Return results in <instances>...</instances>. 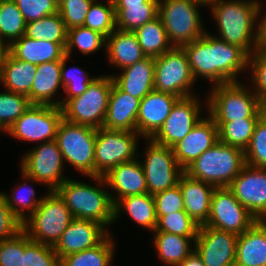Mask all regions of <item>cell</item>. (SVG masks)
<instances>
[{"label": "cell", "instance_id": "cell-57", "mask_svg": "<svg viewBox=\"0 0 266 266\" xmlns=\"http://www.w3.org/2000/svg\"><path fill=\"white\" fill-rule=\"evenodd\" d=\"M194 1L200 2L201 4L207 7L213 2V0H194Z\"/></svg>", "mask_w": 266, "mask_h": 266}, {"label": "cell", "instance_id": "cell-13", "mask_svg": "<svg viewBox=\"0 0 266 266\" xmlns=\"http://www.w3.org/2000/svg\"><path fill=\"white\" fill-rule=\"evenodd\" d=\"M28 150L19 161V169L45 185L47 191L56 190L69 178L64 175L65 162L56 140L43 142Z\"/></svg>", "mask_w": 266, "mask_h": 266}, {"label": "cell", "instance_id": "cell-16", "mask_svg": "<svg viewBox=\"0 0 266 266\" xmlns=\"http://www.w3.org/2000/svg\"><path fill=\"white\" fill-rule=\"evenodd\" d=\"M257 221L228 187L215 188L205 226L240 235Z\"/></svg>", "mask_w": 266, "mask_h": 266}, {"label": "cell", "instance_id": "cell-50", "mask_svg": "<svg viewBox=\"0 0 266 266\" xmlns=\"http://www.w3.org/2000/svg\"><path fill=\"white\" fill-rule=\"evenodd\" d=\"M156 216H166L184 210L183 196L179 185L153 195Z\"/></svg>", "mask_w": 266, "mask_h": 266}, {"label": "cell", "instance_id": "cell-2", "mask_svg": "<svg viewBox=\"0 0 266 266\" xmlns=\"http://www.w3.org/2000/svg\"><path fill=\"white\" fill-rule=\"evenodd\" d=\"M259 0H213L207 7L220 40L241 47L249 56L257 50Z\"/></svg>", "mask_w": 266, "mask_h": 266}, {"label": "cell", "instance_id": "cell-8", "mask_svg": "<svg viewBox=\"0 0 266 266\" xmlns=\"http://www.w3.org/2000/svg\"><path fill=\"white\" fill-rule=\"evenodd\" d=\"M112 85L111 75H99L83 94L70 98L61 107L63 118L96 129L103 127Z\"/></svg>", "mask_w": 266, "mask_h": 266}, {"label": "cell", "instance_id": "cell-29", "mask_svg": "<svg viewBox=\"0 0 266 266\" xmlns=\"http://www.w3.org/2000/svg\"><path fill=\"white\" fill-rule=\"evenodd\" d=\"M116 28L135 31L159 16V0H113Z\"/></svg>", "mask_w": 266, "mask_h": 266}, {"label": "cell", "instance_id": "cell-27", "mask_svg": "<svg viewBox=\"0 0 266 266\" xmlns=\"http://www.w3.org/2000/svg\"><path fill=\"white\" fill-rule=\"evenodd\" d=\"M105 52L108 64L119 70L146 57L134 31L117 28L106 38Z\"/></svg>", "mask_w": 266, "mask_h": 266}, {"label": "cell", "instance_id": "cell-14", "mask_svg": "<svg viewBox=\"0 0 266 266\" xmlns=\"http://www.w3.org/2000/svg\"><path fill=\"white\" fill-rule=\"evenodd\" d=\"M63 120L61 107L32 104L8 129L13 139L41 144L56 139L58 127Z\"/></svg>", "mask_w": 266, "mask_h": 266}, {"label": "cell", "instance_id": "cell-38", "mask_svg": "<svg viewBox=\"0 0 266 266\" xmlns=\"http://www.w3.org/2000/svg\"><path fill=\"white\" fill-rule=\"evenodd\" d=\"M25 36L35 40L66 43L67 28L61 15L57 12L42 19L26 23Z\"/></svg>", "mask_w": 266, "mask_h": 266}, {"label": "cell", "instance_id": "cell-12", "mask_svg": "<svg viewBox=\"0 0 266 266\" xmlns=\"http://www.w3.org/2000/svg\"><path fill=\"white\" fill-rule=\"evenodd\" d=\"M144 140L147 149L143 153L138 152V158L145 173L148 193L154 195L178 185L185 171L176 161L173 149L155 143L150 138Z\"/></svg>", "mask_w": 266, "mask_h": 266}, {"label": "cell", "instance_id": "cell-3", "mask_svg": "<svg viewBox=\"0 0 266 266\" xmlns=\"http://www.w3.org/2000/svg\"><path fill=\"white\" fill-rule=\"evenodd\" d=\"M88 178L93 180L92 185L68 178L55 191L66 203L74 219L97 222L110 233L109 226L114 225V204L110 190L104 177Z\"/></svg>", "mask_w": 266, "mask_h": 266}, {"label": "cell", "instance_id": "cell-25", "mask_svg": "<svg viewBox=\"0 0 266 266\" xmlns=\"http://www.w3.org/2000/svg\"><path fill=\"white\" fill-rule=\"evenodd\" d=\"M178 185L183 196L185 212L197 225H205L209 218L211 198L216 187L191 178L185 172L180 176Z\"/></svg>", "mask_w": 266, "mask_h": 266}, {"label": "cell", "instance_id": "cell-56", "mask_svg": "<svg viewBox=\"0 0 266 266\" xmlns=\"http://www.w3.org/2000/svg\"><path fill=\"white\" fill-rule=\"evenodd\" d=\"M260 117L266 120V94L259 98Z\"/></svg>", "mask_w": 266, "mask_h": 266}, {"label": "cell", "instance_id": "cell-26", "mask_svg": "<svg viewBox=\"0 0 266 266\" xmlns=\"http://www.w3.org/2000/svg\"><path fill=\"white\" fill-rule=\"evenodd\" d=\"M140 102V99L123 92L113 83L103 127L136 132Z\"/></svg>", "mask_w": 266, "mask_h": 266}, {"label": "cell", "instance_id": "cell-1", "mask_svg": "<svg viewBox=\"0 0 266 266\" xmlns=\"http://www.w3.org/2000/svg\"><path fill=\"white\" fill-rule=\"evenodd\" d=\"M182 48L195 81L205 79L211 87L241 82L240 74L248 71L249 55L241 47L220 40L209 31Z\"/></svg>", "mask_w": 266, "mask_h": 266}, {"label": "cell", "instance_id": "cell-53", "mask_svg": "<svg viewBox=\"0 0 266 266\" xmlns=\"http://www.w3.org/2000/svg\"><path fill=\"white\" fill-rule=\"evenodd\" d=\"M263 8V2L260 1L257 13V49L259 50H266V7L264 15L262 14Z\"/></svg>", "mask_w": 266, "mask_h": 266}, {"label": "cell", "instance_id": "cell-23", "mask_svg": "<svg viewBox=\"0 0 266 266\" xmlns=\"http://www.w3.org/2000/svg\"><path fill=\"white\" fill-rule=\"evenodd\" d=\"M111 75L113 83L123 92L142 100L154 90L155 58L146 56L122 70L120 74Z\"/></svg>", "mask_w": 266, "mask_h": 266}, {"label": "cell", "instance_id": "cell-31", "mask_svg": "<svg viewBox=\"0 0 266 266\" xmlns=\"http://www.w3.org/2000/svg\"><path fill=\"white\" fill-rule=\"evenodd\" d=\"M123 213L129 215L132 221L150 233L156 228L155 200L149 193L119 199L114 204V223L121 218Z\"/></svg>", "mask_w": 266, "mask_h": 266}, {"label": "cell", "instance_id": "cell-15", "mask_svg": "<svg viewBox=\"0 0 266 266\" xmlns=\"http://www.w3.org/2000/svg\"><path fill=\"white\" fill-rule=\"evenodd\" d=\"M198 96L199 94L179 99L168 118L150 139L170 148L181 141L203 118L202 113L207 111L206 95H204L205 102L201 101V97Z\"/></svg>", "mask_w": 266, "mask_h": 266}, {"label": "cell", "instance_id": "cell-47", "mask_svg": "<svg viewBox=\"0 0 266 266\" xmlns=\"http://www.w3.org/2000/svg\"><path fill=\"white\" fill-rule=\"evenodd\" d=\"M95 0H62L58 4V13L61 15L67 30L84 26L86 15Z\"/></svg>", "mask_w": 266, "mask_h": 266}, {"label": "cell", "instance_id": "cell-48", "mask_svg": "<svg viewBox=\"0 0 266 266\" xmlns=\"http://www.w3.org/2000/svg\"><path fill=\"white\" fill-rule=\"evenodd\" d=\"M249 84L258 98L266 94V50L257 49L249 56Z\"/></svg>", "mask_w": 266, "mask_h": 266}, {"label": "cell", "instance_id": "cell-54", "mask_svg": "<svg viewBox=\"0 0 266 266\" xmlns=\"http://www.w3.org/2000/svg\"><path fill=\"white\" fill-rule=\"evenodd\" d=\"M178 266H205L201 257L194 250L181 264Z\"/></svg>", "mask_w": 266, "mask_h": 266}, {"label": "cell", "instance_id": "cell-55", "mask_svg": "<svg viewBox=\"0 0 266 266\" xmlns=\"http://www.w3.org/2000/svg\"><path fill=\"white\" fill-rule=\"evenodd\" d=\"M8 54H9V45L5 41L0 39V74Z\"/></svg>", "mask_w": 266, "mask_h": 266}, {"label": "cell", "instance_id": "cell-6", "mask_svg": "<svg viewBox=\"0 0 266 266\" xmlns=\"http://www.w3.org/2000/svg\"><path fill=\"white\" fill-rule=\"evenodd\" d=\"M203 7L194 0H159V17L173 47L192 43L208 31L200 14Z\"/></svg>", "mask_w": 266, "mask_h": 266}, {"label": "cell", "instance_id": "cell-51", "mask_svg": "<svg viewBox=\"0 0 266 266\" xmlns=\"http://www.w3.org/2000/svg\"><path fill=\"white\" fill-rule=\"evenodd\" d=\"M24 231L0 242V266H24Z\"/></svg>", "mask_w": 266, "mask_h": 266}, {"label": "cell", "instance_id": "cell-32", "mask_svg": "<svg viewBox=\"0 0 266 266\" xmlns=\"http://www.w3.org/2000/svg\"><path fill=\"white\" fill-rule=\"evenodd\" d=\"M152 235L153 248L162 265L178 266L195 250L196 237L165 232H152Z\"/></svg>", "mask_w": 266, "mask_h": 266}, {"label": "cell", "instance_id": "cell-40", "mask_svg": "<svg viewBox=\"0 0 266 266\" xmlns=\"http://www.w3.org/2000/svg\"><path fill=\"white\" fill-rule=\"evenodd\" d=\"M71 57L65 56L61 60V80L63 85V93L66 96L62 97L61 107L75 96L83 94L88 86L98 78V76H89L90 73L79 66L68 67V61Z\"/></svg>", "mask_w": 266, "mask_h": 266}, {"label": "cell", "instance_id": "cell-34", "mask_svg": "<svg viewBox=\"0 0 266 266\" xmlns=\"http://www.w3.org/2000/svg\"><path fill=\"white\" fill-rule=\"evenodd\" d=\"M20 174V176L23 178V182L20 181L15 184V187L11 190L10 194H7L3 191V195L11 211L22 221V223H24L42 203L45 194L36 197L37 195L35 189H33L34 187L29 184L38 183L43 187L44 185L27 176L21 170Z\"/></svg>", "mask_w": 266, "mask_h": 266}, {"label": "cell", "instance_id": "cell-19", "mask_svg": "<svg viewBox=\"0 0 266 266\" xmlns=\"http://www.w3.org/2000/svg\"><path fill=\"white\" fill-rule=\"evenodd\" d=\"M219 142L218 127L206 114L172 149L178 164L185 170L202 153Z\"/></svg>", "mask_w": 266, "mask_h": 266}, {"label": "cell", "instance_id": "cell-36", "mask_svg": "<svg viewBox=\"0 0 266 266\" xmlns=\"http://www.w3.org/2000/svg\"><path fill=\"white\" fill-rule=\"evenodd\" d=\"M134 33L136 34L142 51L146 56L155 58L173 48L159 16L153 21L138 27Z\"/></svg>", "mask_w": 266, "mask_h": 266}, {"label": "cell", "instance_id": "cell-20", "mask_svg": "<svg viewBox=\"0 0 266 266\" xmlns=\"http://www.w3.org/2000/svg\"><path fill=\"white\" fill-rule=\"evenodd\" d=\"M109 232L99 223L73 219L54 246L59 259L97 246Z\"/></svg>", "mask_w": 266, "mask_h": 266}, {"label": "cell", "instance_id": "cell-41", "mask_svg": "<svg viewBox=\"0 0 266 266\" xmlns=\"http://www.w3.org/2000/svg\"><path fill=\"white\" fill-rule=\"evenodd\" d=\"M25 32L26 22L14 0H0V39L10 45Z\"/></svg>", "mask_w": 266, "mask_h": 266}, {"label": "cell", "instance_id": "cell-10", "mask_svg": "<svg viewBox=\"0 0 266 266\" xmlns=\"http://www.w3.org/2000/svg\"><path fill=\"white\" fill-rule=\"evenodd\" d=\"M140 139L137 132L97 128L94 153V176H104L121 163L138 158Z\"/></svg>", "mask_w": 266, "mask_h": 266}, {"label": "cell", "instance_id": "cell-37", "mask_svg": "<svg viewBox=\"0 0 266 266\" xmlns=\"http://www.w3.org/2000/svg\"><path fill=\"white\" fill-rule=\"evenodd\" d=\"M259 119L244 118V120L231 122H215L218 127L219 142L245 150Z\"/></svg>", "mask_w": 266, "mask_h": 266}, {"label": "cell", "instance_id": "cell-22", "mask_svg": "<svg viewBox=\"0 0 266 266\" xmlns=\"http://www.w3.org/2000/svg\"><path fill=\"white\" fill-rule=\"evenodd\" d=\"M179 99L172 94L155 90L148 93L140 102L136 132L143 138H150L168 118Z\"/></svg>", "mask_w": 266, "mask_h": 266}, {"label": "cell", "instance_id": "cell-59", "mask_svg": "<svg viewBox=\"0 0 266 266\" xmlns=\"http://www.w3.org/2000/svg\"><path fill=\"white\" fill-rule=\"evenodd\" d=\"M57 5L62 1V0H53Z\"/></svg>", "mask_w": 266, "mask_h": 266}, {"label": "cell", "instance_id": "cell-46", "mask_svg": "<svg viewBox=\"0 0 266 266\" xmlns=\"http://www.w3.org/2000/svg\"><path fill=\"white\" fill-rule=\"evenodd\" d=\"M244 154L247 165L266 169V120L262 118L258 120Z\"/></svg>", "mask_w": 266, "mask_h": 266}, {"label": "cell", "instance_id": "cell-21", "mask_svg": "<svg viewBox=\"0 0 266 266\" xmlns=\"http://www.w3.org/2000/svg\"><path fill=\"white\" fill-rule=\"evenodd\" d=\"M103 177L108 189L111 190L113 204L123 197L148 193L145 173L139 158L119 164Z\"/></svg>", "mask_w": 266, "mask_h": 266}, {"label": "cell", "instance_id": "cell-39", "mask_svg": "<svg viewBox=\"0 0 266 266\" xmlns=\"http://www.w3.org/2000/svg\"><path fill=\"white\" fill-rule=\"evenodd\" d=\"M106 38L97 31L84 26L67 30L66 55L72 57L76 48L83 55H91L102 48L105 51Z\"/></svg>", "mask_w": 266, "mask_h": 266}, {"label": "cell", "instance_id": "cell-17", "mask_svg": "<svg viewBox=\"0 0 266 266\" xmlns=\"http://www.w3.org/2000/svg\"><path fill=\"white\" fill-rule=\"evenodd\" d=\"M238 235L208 226H199L195 251L205 266H235Z\"/></svg>", "mask_w": 266, "mask_h": 266}, {"label": "cell", "instance_id": "cell-52", "mask_svg": "<svg viewBox=\"0 0 266 266\" xmlns=\"http://www.w3.org/2000/svg\"><path fill=\"white\" fill-rule=\"evenodd\" d=\"M21 231L22 221L11 211L3 192H0V242L14 238Z\"/></svg>", "mask_w": 266, "mask_h": 266}, {"label": "cell", "instance_id": "cell-5", "mask_svg": "<svg viewBox=\"0 0 266 266\" xmlns=\"http://www.w3.org/2000/svg\"><path fill=\"white\" fill-rule=\"evenodd\" d=\"M207 114L214 122H231L244 118H261L259 98L249 85L232 82L210 87Z\"/></svg>", "mask_w": 266, "mask_h": 266}, {"label": "cell", "instance_id": "cell-58", "mask_svg": "<svg viewBox=\"0 0 266 266\" xmlns=\"http://www.w3.org/2000/svg\"><path fill=\"white\" fill-rule=\"evenodd\" d=\"M1 132H3V134H8V129L0 121V133Z\"/></svg>", "mask_w": 266, "mask_h": 266}, {"label": "cell", "instance_id": "cell-4", "mask_svg": "<svg viewBox=\"0 0 266 266\" xmlns=\"http://www.w3.org/2000/svg\"><path fill=\"white\" fill-rule=\"evenodd\" d=\"M245 165L244 150L218 142L184 171L191 178L222 188L229 187Z\"/></svg>", "mask_w": 266, "mask_h": 266}, {"label": "cell", "instance_id": "cell-18", "mask_svg": "<svg viewBox=\"0 0 266 266\" xmlns=\"http://www.w3.org/2000/svg\"><path fill=\"white\" fill-rule=\"evenodd\" d=\"M258 220L266 221V169L245 165L228 187Z\"/></svg>", "mask_w": 266, "mask_h": 266}, {"label": "cell", "instance_id": "cell-28", "mask_svg": "<svg viewBox=\"0 0 266 266\" xmlns=\"http://www.w3.org/2000/svg\"><path fill=\"white\" fill-rule=\"evenodd\" d=\"M66 43L35 40L23 35L9 45V53L35 65L50 61H61L65 56Z\"/></svg>", "mask_w": 266, "mask_h": 266}, {"label": "cell", "instance_id": "cell-30", "mask_svg": "<svg viewBox=\"0 0 266 266\" xmlns=\"http://www.w3.org/2000/svg\"><path fill=\"white\" fill-rule=\"evenodd\" d=\"M235 266H266V221L238 235Z\"/></svg>", "mask_w": 266, "mask_h": 266}, {"label": "cell", "instance_id": "cell-7", "mask_svg": "<svg viewBox=\"0 0 266 266\" xmlns=\"http://www.w3.org/2000/svg\"><path fill=\"white\" fill-rule=\"evenodd\" d=\"M73 219L59 194L46 191L42 203L23 223V231L32 241L54 247Z\"/></svg>", "mask_w": 266, "mask_h": 266}, {"label": "cell", "instance_id": "cell-45", "mask_svg": "<svg viewBox=\"0 0 266 266\" xmlns=\"http://www.w3.org/2000/svg\"><path fill=\"white\" fill-rule=\"evenodd\" d=\"M24 266H60L54 247L34 242L24 232Z\"/></svg>", "mask_w": 266, "mask_h": 266}, {"label": "cell", "instance_id": "cell-24", "mask_svg": "<svg viewBox=\"0 0 266 266\" xmlns=\"http://www.w3.org/2000/svg\"><path fill=\"white\" fill-rule=\"evenodd\" d=\"M59 91L63 92L61 61H50L37 65V72L30 93L27 95L30 103L61 107L62 97L56 95L59 94Z\"/></svg>", "mask_w": 266, "mask_h": 266}, {"label": "cell", "instance_id": "cell-44", "mask_svg": "<svg viewBox=\"0 0 266 266\" xmlns=\"http://www.w3.org/2000/svg\"><path fill=\"white\" fill-rule=\"evenodd\" d=\"M3 91L0 90V121L9 129L32 104L26 95Z\"/></svg>", "mask_w": 266, "mask_h": 266}, {"label": "cell", "instance_id": "cell-42", "mask_svg": "<svg viewBox=\"0 0 266 266\" xmlns=\"http://www.w3.org/2000/svg\"><path fill=\"white\" fill-rule=\"evenodd\" d=\"M84 27L99 32L107 38L116 29L113 0H95L86 15Z\"/></svg>", "mask_w": 266, "mask_h": 266}, {"label": "cell", "instance_id": "cell-9", "mask_svg": "<svg viewBox=\"0 0 266 266\" xmlns=\"http://www.w3.org/2000/svg\"><path fill=\"white\" fill-rule=\"evenodd\" d=\"M97 129L87 125L61 121L56 135L58 147L65 165L84 177L94 176V153Z\"/></svg>", "mask_w": 266, "mask_h": 266}, {"label": "cell", "instance_id": "cell-43", "mask_svg": "<svg viewBox=\"0 0 266 266\" xmlns=\"http://www.w3.org/2000/svg\"><path fill=\"white\" fill-rule=\"evenodd\" d=\"M198 230L199 225L185 211H178L166 216H157V225L153 232L197 237Z\"/></svg>", "mask_w": 266, "mask_h": 266}, {"label": "cell", "instance_id": "cell-49", "mask_svg": "<svg viewBox=\"0 0 266 266\" xmlns=\"http://www.w3.org/2000/svg\"><path fill=\"white\" fill-rule=\"evenodd\" d=\"M26 23L58 12L53 0H14Z\"/></svg>", "mask_w": 266, "mask_h": 266}, {"label": "cell", "instance_id": "cell-33", "mask_svg": "<svg viewBox=\"0 0 266 266\" xmlns=\"http://www.w3.org/2000/svg\"><path fill=\"white\" fill-rule=\"evenodd\" d=\"M37 72V65L7 55L0 74V85L8 91L28 95Z\"/></svg>", "mask_w": 266, "mask_h": 266}, {"label": "cell", "instance_id": "cell-11", "mask_svg": "<svg viewBox=\"0 0 266 266\" xmlns=\"http://www.w3.org/2000/svg\"><path fill=\"white\" fill-rule=\"evenodd\" d=\"M154 77L155 91L169 93L180 99L197 95L193 89L197 82L182 47H173L161 56L155 57Z\"/></svg>", "mask_w": 266, "mask_h": 266}, {"label": "cell", "instance_id": "cell-35", "mask_svg": "<svg viewBox=\"0 0 266 266\" xmlns=\"http://www.w3.org/2000/svg\"><path fill=\"white\" fill-rule=\"evenodd\" d=\"M111 234L112 232L95 247L61 258L60 266H113L117 244Z\"/></svg>", "mask_w": 266, "mask_h": 266}]
</instances>
